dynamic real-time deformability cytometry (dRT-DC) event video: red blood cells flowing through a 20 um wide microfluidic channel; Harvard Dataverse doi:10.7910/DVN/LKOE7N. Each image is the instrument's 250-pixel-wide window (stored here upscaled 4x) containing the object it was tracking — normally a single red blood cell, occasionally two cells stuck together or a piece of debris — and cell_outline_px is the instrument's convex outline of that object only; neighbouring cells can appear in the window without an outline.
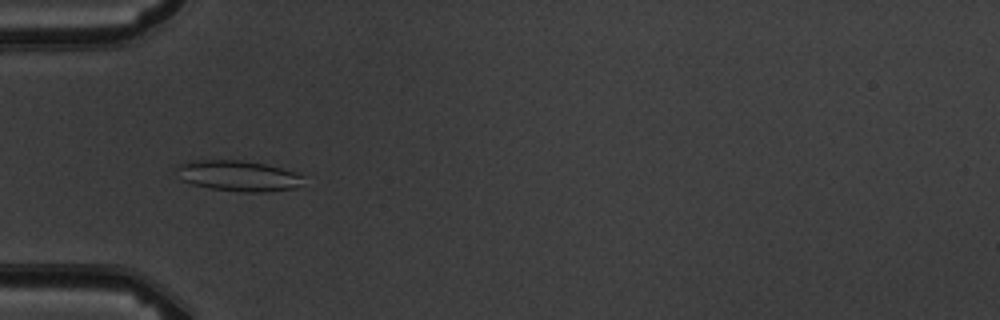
{"species": "common noctule bat (a hibernating species)", "species_latin": "Nyctalus noctula", "temperature_condition": "warm", "stored_images_in_passage": 8, "camera_frame_rate_fps": 3000, "um_per_image_px": 0.085, "animal": {"sex": "male", "body_mass_g": 19.5, "forearm_length_mm": 54.6}, "frame": {"image": 1, "passage_image": 5, "time_ms": 4.667, "image_size_px": [1000, 320], "cell_outline_px": [[304, 176], [300, 184], [292, 188], [264, 192], [240, 192], [212, 188], [192, 184], [180, 180], [172, 168], [180, 164], [192, 160], [240, 160], [264, 164], [280, 168]], "centroid_in_image_um": [20.13, 14.94], "position_along_channel_um": 64.9, "area_um2": 22.6}}
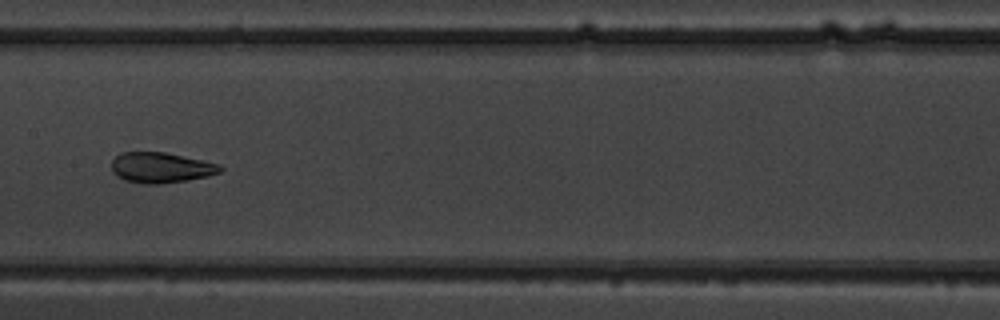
{"frame": {"image": 2, "passage_image": 8, "time_ms": 8.0, "image_size_px": [1000, 320], "cell_outline_px": [[224, 168], [220, 172], [208, 176], [188, 180], [160, 184], [144, 184], [124, 180], [116, 176], [112, 172], [112, 160], [120, 152], [164, 152], [220, 164]], "centroid_in_image_um": [13.66, 14.25], "position_along_channel_um": 193.7, "area_um2": 19.36}}